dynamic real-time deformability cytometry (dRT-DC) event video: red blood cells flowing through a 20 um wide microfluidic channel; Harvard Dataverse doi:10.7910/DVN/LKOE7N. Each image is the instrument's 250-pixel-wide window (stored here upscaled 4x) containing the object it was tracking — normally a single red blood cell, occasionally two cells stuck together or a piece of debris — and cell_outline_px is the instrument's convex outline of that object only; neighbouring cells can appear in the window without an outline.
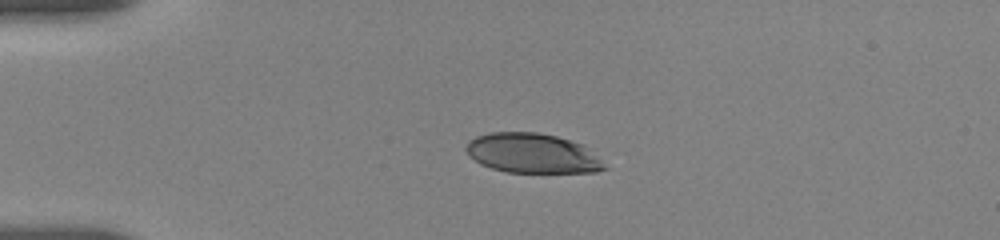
{"species": "human", "species_latin": "Homo sapiens", "temperature_condition": "room temperature", "stored_images_in_passage": 2, "camera_frame_rate_fps": 3000, "um_per_image_px": 0.085, "donor": {"sex": "female"}, "frame": {"image": 1, "passage_image": 1, "time_ms": 0.0, "image_size_px": [1000, 240], "cell_outline_px": [[608, 168], [596, 172], [508, 172], [492, 168], [480, 164], [464, 148], [468, 140], [476, 136], [488, 132], [536, 132], [556, 136], [584, 144]], "centroid_in_image_um": [45.24, 13.02], "position_along_channel_um": 39.8, "area_um2": 31.91}}